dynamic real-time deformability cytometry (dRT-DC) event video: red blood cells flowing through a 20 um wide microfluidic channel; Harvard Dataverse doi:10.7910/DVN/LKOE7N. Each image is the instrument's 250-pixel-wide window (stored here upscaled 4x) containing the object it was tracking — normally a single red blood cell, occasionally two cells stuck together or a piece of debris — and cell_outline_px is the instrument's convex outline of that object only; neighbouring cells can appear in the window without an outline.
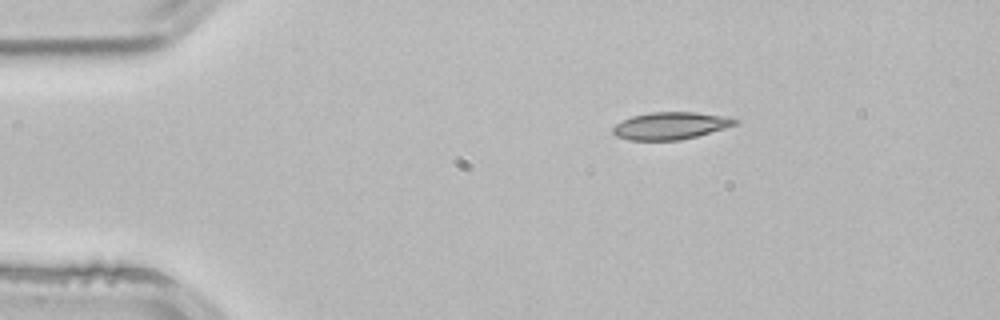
{"species": "common noctule bat (a hibernating species)", "species_latin": "Nyctalus noctula", "temperature_condition": "room temperature", "stored_images_in_passage": 2, "camera_frame_rate_fps": 3000, "um_per_image_px": 0.085, "animal": {"sex": "male", "body_mass_g": 21.5, "forearm_length_mm": 52.0}, "frame": {"image": 1, "passage_image": 1, "time_ms": 0.0, "image_size_px": [1000, 320], "cell_outline_px": [[740, 120], [736, 124], [724, 128], [696, 136], [680, 140], [628, 140], [616, 136], [612, 132], [612, 128], [616, 124], [632, 116], [648, 112], [696, 112], [728, 116]], "centroid_in_image_um": [57.0, 10.68], "position_along_channel_um": 28.0, "area_um2": 19.42}}
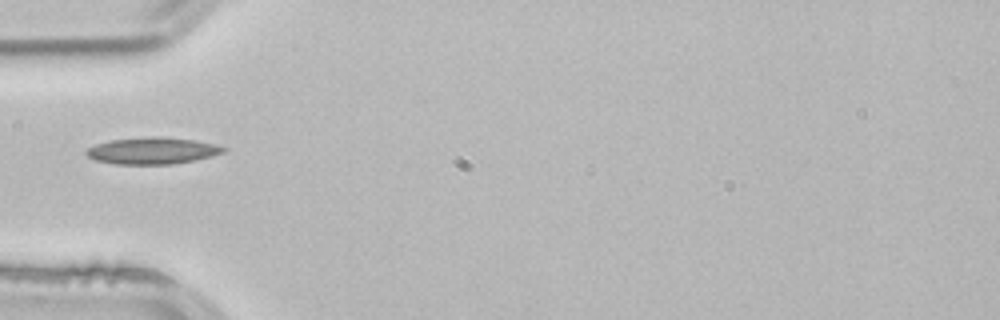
{"frame": {"image": 2, "passage_image": 2, "time_ms": 0.333, "image_size_px": [1000, 320], "cell_outline_px": [[228, 148], [224, 152], [212, 156], [172, 164], [116, 164], [96, 160], [88, 156], [84, 152], [88, 148], [96, 144], [108, 140], [144, 136], [160, 136], [192, 140], [216, 144]], "centroid_in_image_um": [12.94, 12.8], "position_along_channel_um": 72.1, "area_um2": 21.39}}